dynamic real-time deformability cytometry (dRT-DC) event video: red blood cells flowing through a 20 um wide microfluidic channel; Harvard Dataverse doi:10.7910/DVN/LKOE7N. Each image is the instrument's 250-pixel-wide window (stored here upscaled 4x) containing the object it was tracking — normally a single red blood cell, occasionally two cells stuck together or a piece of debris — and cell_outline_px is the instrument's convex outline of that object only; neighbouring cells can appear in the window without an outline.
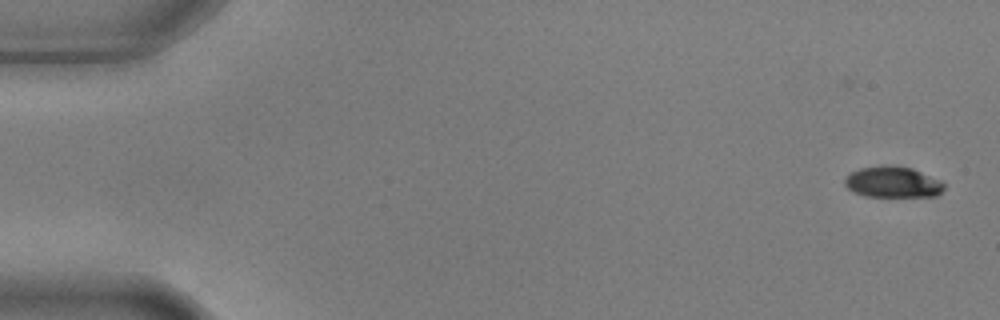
{"species": "common noctule bat (a hibernating species)", "species_latin": "Nyctalus noctula", "temperature_condition": "warm", "stored_images_in_passage": 5, "camera_frame_rate_fps": 3000, "um_per_image_px": 0.085, "animal": {"sex": "male", "body_mass_g": 17.9, "forearm_length_mm": 54.2}, "frame": {"image": 1, "passage_image": 2, "time_ms": 0.333, "image_size_px": [1000, 320], "cell_outline_px": [[944, 188], [936, 196], [864, 196], [852, 192], [844, 184], [844, 180], [852, 172], [860, 168], [884, 164], [896, 164], [912, 168], [940, 180], [944, 184]], "centroid_in_image_um": [75.87, 15.46], "position_along_channel_um": 9.1, "area_um2": 18.09}}
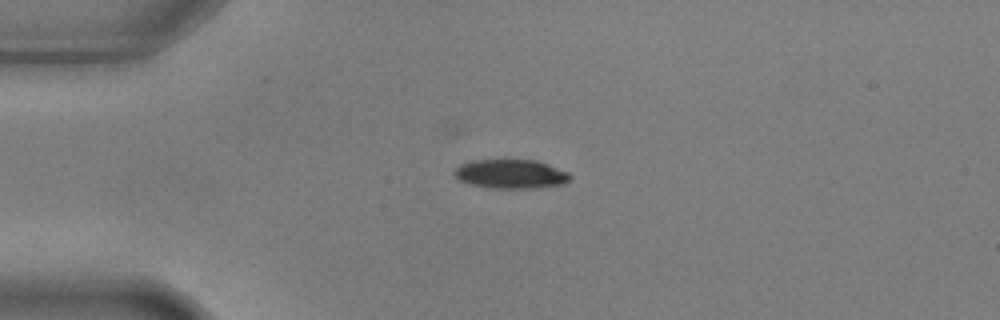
{"frame": {"image": 2, "passage_image": 4, "time_ms": 1.0, "image_size_px": [1000, 320], "cell_outline_px": [[572, 176], [564, 184], [536, 188], [492, 188], [472, 184], [460, 180], [452, 172], [460, 164], [472, 160], [536, 160], [548, 164], [568, 172]], "centroid_in_image_um": [43.43, 14.78], "position_along_channel_um": 41.6, "area_um2": 19.54}}